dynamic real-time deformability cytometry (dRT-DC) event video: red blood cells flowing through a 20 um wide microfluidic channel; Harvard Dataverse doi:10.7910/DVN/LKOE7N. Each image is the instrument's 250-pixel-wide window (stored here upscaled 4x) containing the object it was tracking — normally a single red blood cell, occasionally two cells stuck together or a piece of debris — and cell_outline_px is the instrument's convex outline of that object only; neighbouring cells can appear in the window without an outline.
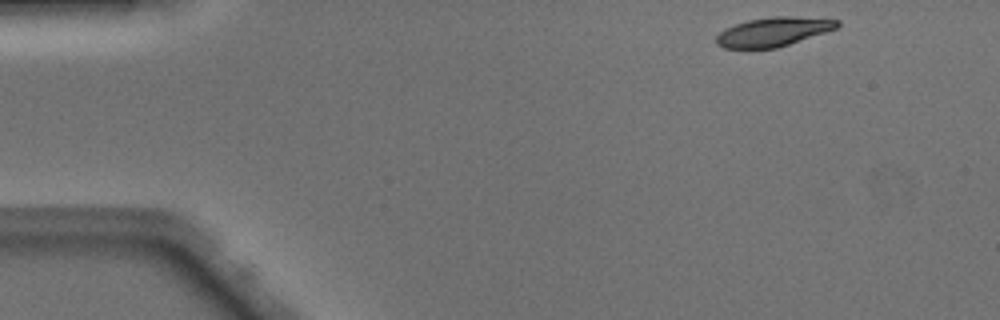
{"species": "Egyptian fruit bat (a non-hibernating species)", "species_latin": "Rousettus aegyptiacus", "temperature_condition": "warm", "stored_images_in_passage": 44, "camera_frame_rate_fps": 3000, "um_per_image_px": 0.085, "animal": {"sex": "male"}, "frame": {"image": 1, "passage_image": 1, "time_ms": 0.0, "image_size_px": [1000, 320], "cell_outline_px": [[840, 24], [836, 28], [776, 48], [748, 52], [724, 48], [716, 44], [716, 36], [724, 28], [748, 20], [772, 16], [792, 16], [840, 20]], "centroid_in_image_um": [65.62, 2.75], "position_along_channel_um": 19.4, "area_um2": 20.98}}
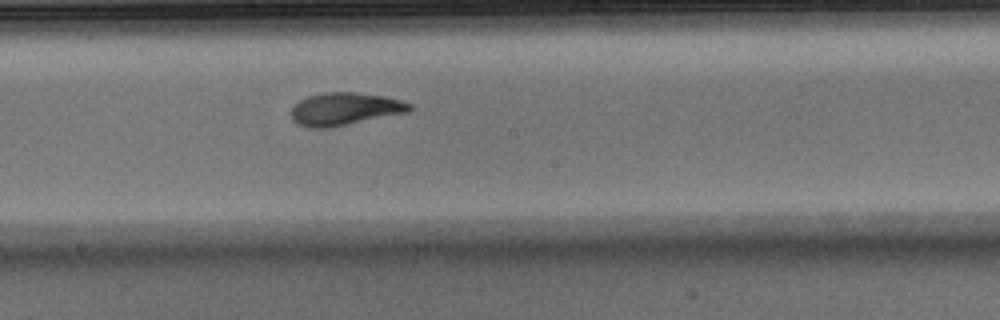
{"frame": {"image": 2, "passage_image": 22, "time_ms": 7.0, "image_size_px": [1000, 320], "cell_outline_px": [[412, 108], [408, 112], [328, 128], [308, 128], [296, 124], [292, 120], [292, 104], [308, 96], [324, 92], [356, 92], [384, 96], [400, 100], [412, 104]], "centroid_in_image_um": [29.27, 9.26], "position_along_channel_um": 218.9, "area_um2": 22.6}}
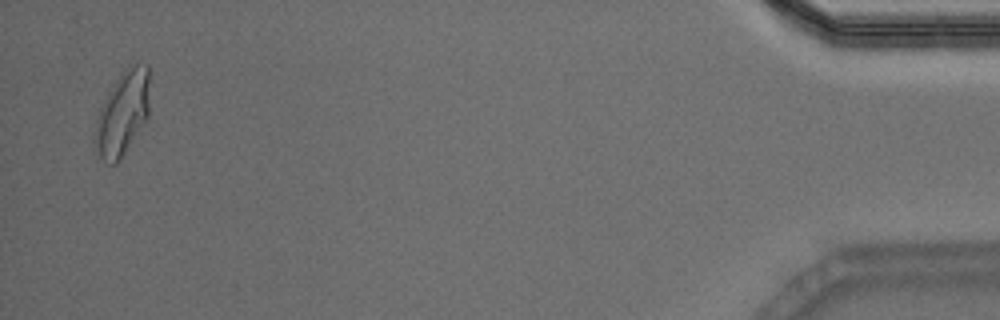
{"frame": {"image": 3, "passage_image": 43, "time_ms": 14.0, "image_size_px": [1000, 320], "cell_outline_px": [[148, 116], [120, 160], [116, 164], [112, 164], [104, 160], [100, 156], [92, 140], [92, 136], [96, 120], [100, 108], [112, 84], [120, 72], [128, 64], [148, 64]], "centroid_in_image_um": [10.38, 9.61], "position_along_channel_um": 424.8, "area_um2": 26.82}, "authors_computed_cell_mechanics": {"area_um2": 22.1374, "velocity_mm_per_s": 4.1448, "shape_relaxation_time_tau1_ms": 3.4183, "shape_relaxation_time_tau2_ms": 1.1254, "deformation_change_tau1": 0.1757, "deformation_change_tau2": 0.0737}}